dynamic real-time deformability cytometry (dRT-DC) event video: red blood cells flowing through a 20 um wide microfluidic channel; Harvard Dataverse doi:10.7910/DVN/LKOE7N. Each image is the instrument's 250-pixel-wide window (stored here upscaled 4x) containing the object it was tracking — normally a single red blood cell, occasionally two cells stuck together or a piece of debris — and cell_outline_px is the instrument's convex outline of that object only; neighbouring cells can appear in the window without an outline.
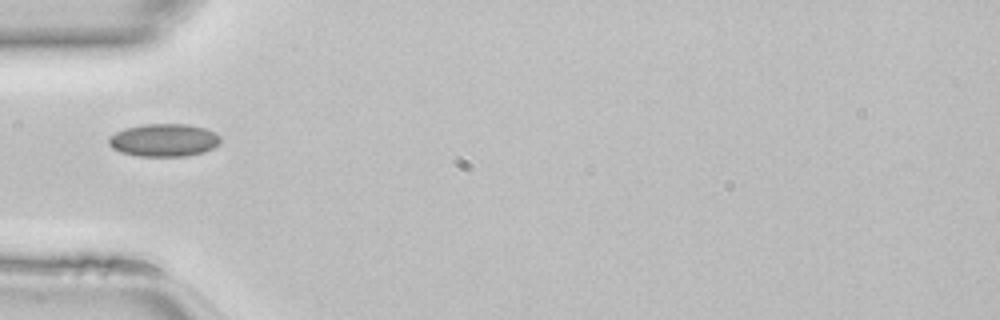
{"species": "common noctule bat (a hibernating species)", "species_latin": "Nyctalus noctula", "temperature_condition": "room temperature", "stored_images_in_passage": 33, "camera_frame_rate_fps": 3000, "um_per_image_px": 0.085, "animal": {"sex": "female", "body_mass_g": 22.7, "forearm_length_mm": 54.2}, "frame": {"image": 1, "passage_image": 1, "time_ms": 0.0, "image_size_px": [1000, 320], "cell_outline_px": [[220, 140], [212, 148], [204, 152], [188, 156], [136, 156], [120, 152], [112, 148], [108, 144], [108, 136], [124, 128], [144, 124], [188, 124], [204, 128], [216, 132], [220, 136]], "centroid_in_image_um": [13.9, 11.91], "position_along_channel_um": 71.1, "area_um2": 21.5}}
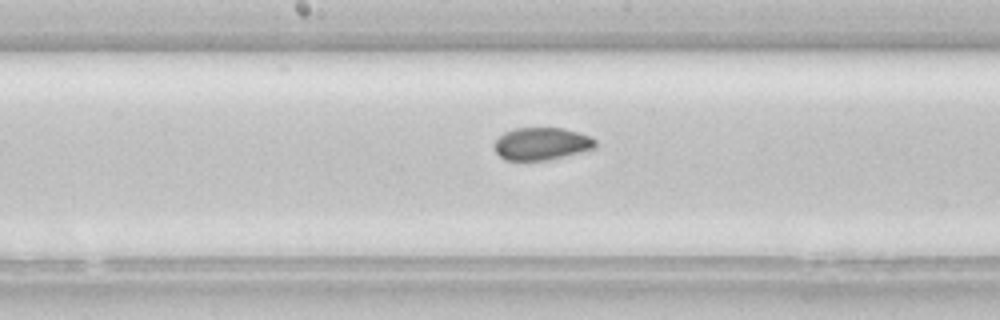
{"frame": {"image": 2, "passage_image": 10, "time_ms": 3.0, "image_size_px": [1000, 320], "cell_outline_px": [[596, 148], [548, 160], [504, 160], [496, 152], [492, 144], [504, 132], [516, 128], [564, 128], [592, 136], [596, 140]], "centroid_in_image_um": [46.04, 12.21], "position_along_channel_um": 202.2, "area_um2": 19.25}}
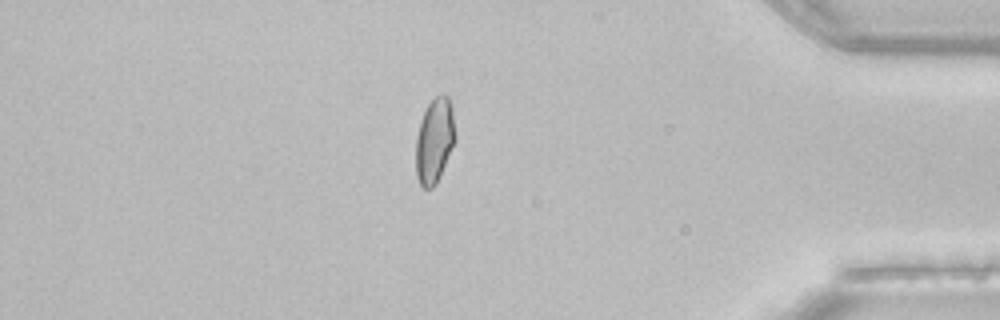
{"frame": {"image": 3, "passage_image": 26, "time_ms": 8.333, "image_size_px": [1000, 320], "cell_outline_px": [[456, 140], [440, 176], [436, 184], [432, 188], [424, 188], [420, 184], [416, 176], [416, 136], [420, 120], [428, 104], [436, 96], [448, 96], [452, 108], [456, 136]], "centroid_in_image_um": [36.93, 11.97], "position_along_channel_um": 398.3, "area_um2": 19.54}}